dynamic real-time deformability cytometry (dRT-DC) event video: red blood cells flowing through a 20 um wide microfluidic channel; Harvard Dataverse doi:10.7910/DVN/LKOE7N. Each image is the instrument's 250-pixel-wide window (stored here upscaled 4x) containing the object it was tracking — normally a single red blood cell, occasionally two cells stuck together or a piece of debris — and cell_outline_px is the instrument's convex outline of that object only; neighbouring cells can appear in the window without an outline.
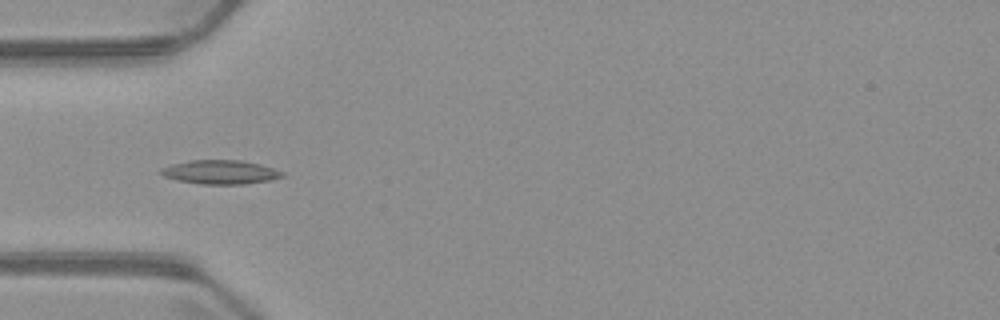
{"species": "common noctule bat (a hibernating species)", "species_latin": "Nyctalus noctula", "temperature_condition": "warm", "stored_images_in_passage": 5, "camera_frame_rate_fps": 3000, "um_per_image_px": 0.085, "animal": {"sex": "male", "body_mass_g": 23.1, "forearm_length_mm": 52.7}, "frame": {"image": 1, "passage_image": 5, "time_ms": 5.333, "image_size_px": [1000, 320], "cell_outline_px": [[284, 176], [272, 180], [244, 184], [204, 184], [176, 180], [164, 176], [160, 172], [160, 168], [172, 164], [188, 160], [240, 160], [260, 164], [284, 172]], "centroid_in_image_um": [18.73, 14.62], "position_along_channel_um": 66.3, "area_um2": 16.94}}